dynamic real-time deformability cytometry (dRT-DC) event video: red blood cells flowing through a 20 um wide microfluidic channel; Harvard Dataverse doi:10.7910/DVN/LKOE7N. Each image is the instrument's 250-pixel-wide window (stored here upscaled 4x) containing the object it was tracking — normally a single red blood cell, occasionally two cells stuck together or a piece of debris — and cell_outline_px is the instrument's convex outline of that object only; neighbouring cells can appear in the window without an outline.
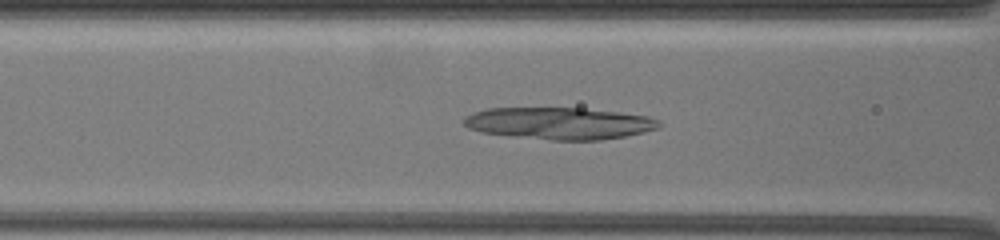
{"species": "common noctule bat (a hibernating species)", "species_latin": "Nyctalus noctula", "temperature_condition": "warm", "stored_images_in_passage": 50, "camera_frame_rate_fps": 3000, "um_per_image_px": 0.085, "animal": {"sex": "female", "body_mass_g": 19.5, "forearm_length_mm": 54.1}, "frame": {"image": 1, "passage_image": 21, "time_ms": 9.333, "image_size_px": [1000, 240], "cell_outline_px": [[660, 128], [644, 132], [624, 136], [600, 140], [552, 140], [512, 136], [484, 132], [468, 128], [460, 120], [464, 116], [472, 112], [488, 108], [580, 108], [620, 112], [648, 116], [660, 120]], "centroid_in_image_um": [47.53, 10.47], "position_along_channel_um": 119.1, "area_um2": 36.47}}
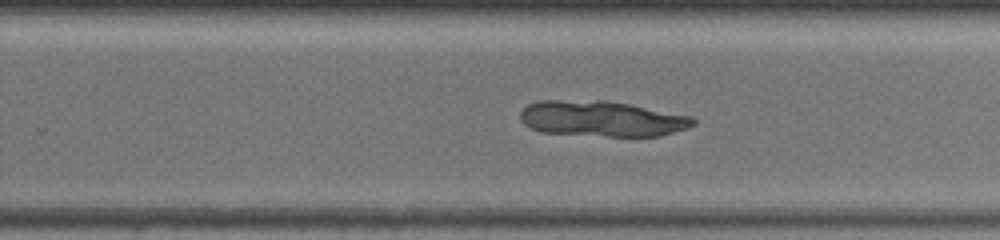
{"frame": {"image": 2, "passage_image": 33, "time_ms": 14.0, "image_size_px": [1000, 240], "cell_outline_px": [[696, 124], [688, 128], [660, 136], [608, 136], [540, 132], [528, 128], [520, 120], [520, 112], [528, 104], [540, 100], [604, 100], [628, 104], [692, 116], [696, 120]], "centroid_in_image_um": [51.14, 10.09], "position_along_channel_um": 278.7, "area_um2": 36.07}}
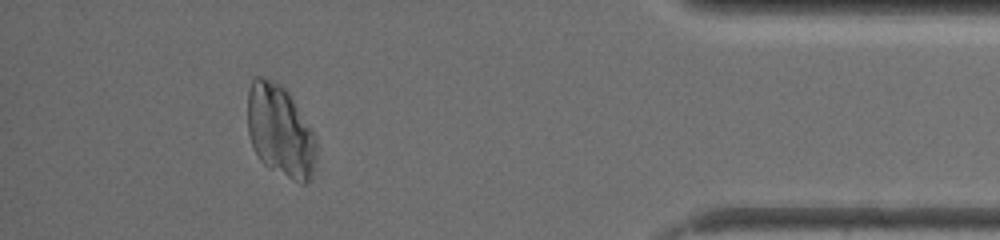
{"frame": {"image": 3, "passage_image": 46, "time_ms": 19.0, "image_size_px": [1000, 240], "cell_outline_px": [[316, 140], [312, 176], [304, 184], [300, 184], [268, 168], [260, 160], [252, 148], [248, 132], [248, 88], [252, 80], [256, 76], [260, 76], [284, 88], [288, 92], [316, 132]], "centroid_in_image_um": [23.81, 11.15], "position_along_channel_um": 411.4, "area_um2": 37.05}}